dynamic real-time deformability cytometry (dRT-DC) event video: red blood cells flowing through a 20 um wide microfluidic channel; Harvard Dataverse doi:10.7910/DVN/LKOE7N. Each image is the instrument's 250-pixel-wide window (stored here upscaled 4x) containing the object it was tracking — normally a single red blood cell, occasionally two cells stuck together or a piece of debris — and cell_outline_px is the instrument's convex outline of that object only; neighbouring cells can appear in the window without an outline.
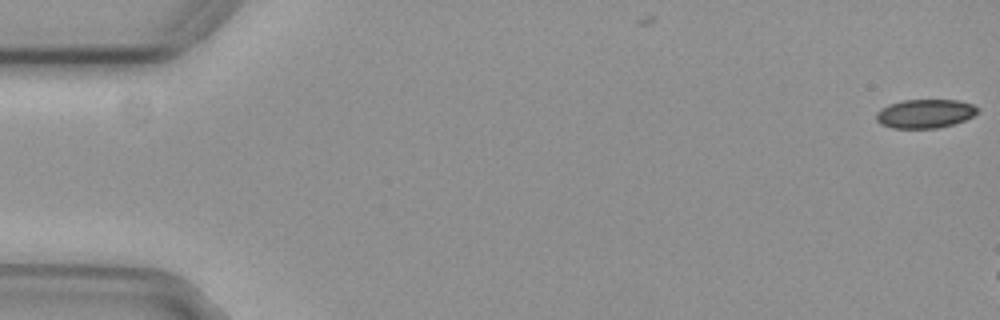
{"species": "common noctule bat (a hibernating species)", "species_latin": "Nyctalus noctula", "temperature_condition": "cold", "stored_images_in_passage": 8, "camera_frame_rate_fps": 3000, "um_per_image_px": 0.085, "animal": {"sex": "female", "body_mass_g": 29.2, "forearm_length_mm": 56.3}, "frame": {"image": 1, "passage_image": 1, "time_ms": 0.0, "image_size_px": [1000, 320], "cell_outline_px": [[980, 108], [972, 116], [964, 120], [952, 124], [936, 128], [892, 128], [880, 124], [876, 120], [876, 112], [880, 108], [888, 104], [904, 100], [956, 100], [972, 104]], "centroid_in_image_um": [78.58, 9.65], "position_along_channel_um": 6.4, "area_um2": 16.99}}